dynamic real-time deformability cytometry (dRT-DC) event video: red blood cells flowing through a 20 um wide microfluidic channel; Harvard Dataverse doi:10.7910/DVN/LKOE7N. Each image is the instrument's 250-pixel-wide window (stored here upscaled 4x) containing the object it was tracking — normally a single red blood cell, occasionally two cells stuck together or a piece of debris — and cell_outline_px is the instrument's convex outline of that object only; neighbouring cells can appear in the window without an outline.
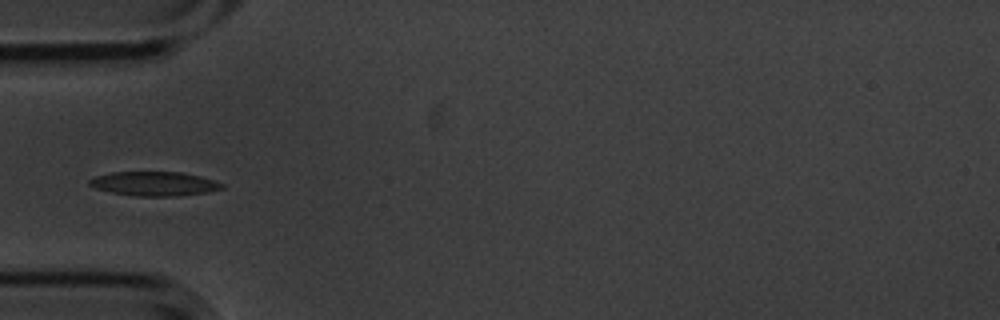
{"species": "common noctule bat (a hibernating species)", "species_latin": "Nyctalus noctula", "temperature_condition": "cold", "stored_images_in_passage": 5, "camera_frame_rate_fps": 3000, "um_per_image_px": 0.085, "animal": {"sex": "male", "body_mass_g": 20.1, "forearm_length_mm": 53.5}, "frame": {"image": 1, "passage_image": 5, "time_ms": 1.333, "image_size_px": [1000, 320], "cell_outline_px": [[224, 188], [208, 192], [176, 196], [136, 196], [112, 192], [96, 188], [88, 184], [88, 180], [96, 176], [112, 172], [180, 172], [200, 176], [224, 184]], "centroid_in_image_um": [13.12, 15.61], "position_along_channel_um": 71.9, "area_um2": 18.55}}